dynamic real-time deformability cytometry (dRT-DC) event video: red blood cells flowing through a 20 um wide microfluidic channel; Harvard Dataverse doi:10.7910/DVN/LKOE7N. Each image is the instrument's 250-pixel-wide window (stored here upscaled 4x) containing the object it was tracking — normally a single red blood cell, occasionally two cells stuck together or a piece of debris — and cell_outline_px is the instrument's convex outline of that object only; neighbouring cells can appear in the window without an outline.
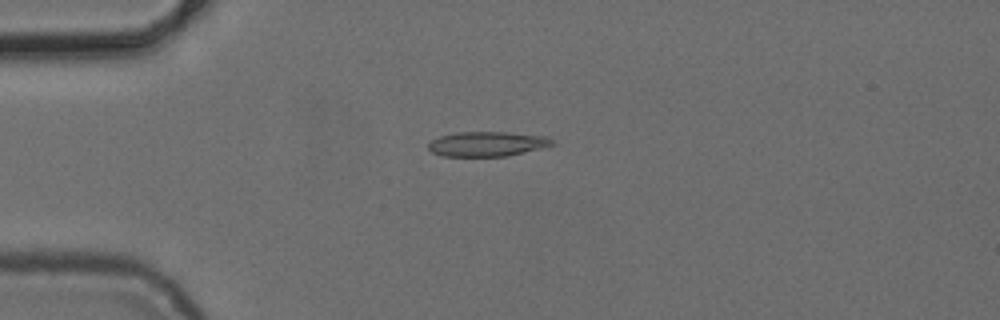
{"species": "common noctule bat (a hibernating species)", "species_latin": "Nyctalus noctula", "temperature_condition": "cold", "stored_images_in_passage": 5, "camera_frame_rate_fps": 3000, "um_per_image_px": 0.085, "animal": {"sex": "female", "body_mass_g": 24.6, "forearm_length_mm": 56.2}, "frame": {"image": 1, "passage_image": 3, "time_ms": 3.667, "image_size_px": [1000, 320], "cell_outline_px": [[556, 144], [544, 148], [508, 156], [444, 156], [432, 152], [428, 148], [428, 144], [432, 140], [440, 136], [456, 132], [508, 132], [548, 136]], "centroid_in_image_um": [41.46, 12.23], "position_along_channel_um": 43.5, "area_um2": 18.03}}
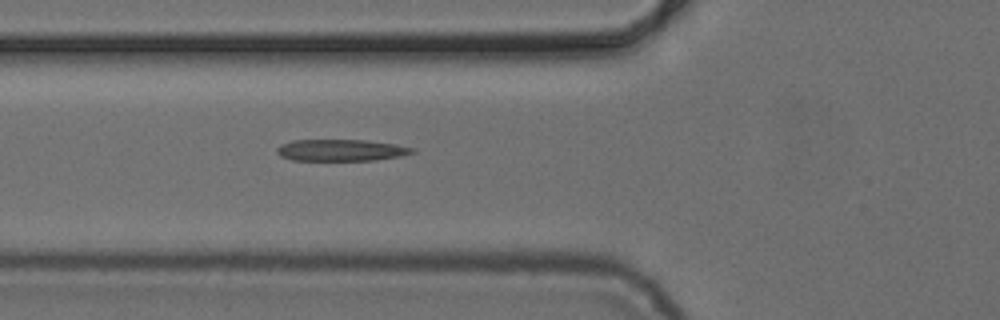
{"frame": {"image": 2, "passage_image": 5, "time_ms": 5.667, "image_size_px": [1000, 320], "cell_outline_px": [[416, 152], [400, 156], [376, 160], [292, 160], [280, 156], [276, 152], [276, 148], [280, 144], [292, 140], [364, 140], [396, 144], [416, 148]], "centroid_in_image_um": [28.99, 12.76], "position_along_channel_um": 96.8, "area_um2": 17.17}}